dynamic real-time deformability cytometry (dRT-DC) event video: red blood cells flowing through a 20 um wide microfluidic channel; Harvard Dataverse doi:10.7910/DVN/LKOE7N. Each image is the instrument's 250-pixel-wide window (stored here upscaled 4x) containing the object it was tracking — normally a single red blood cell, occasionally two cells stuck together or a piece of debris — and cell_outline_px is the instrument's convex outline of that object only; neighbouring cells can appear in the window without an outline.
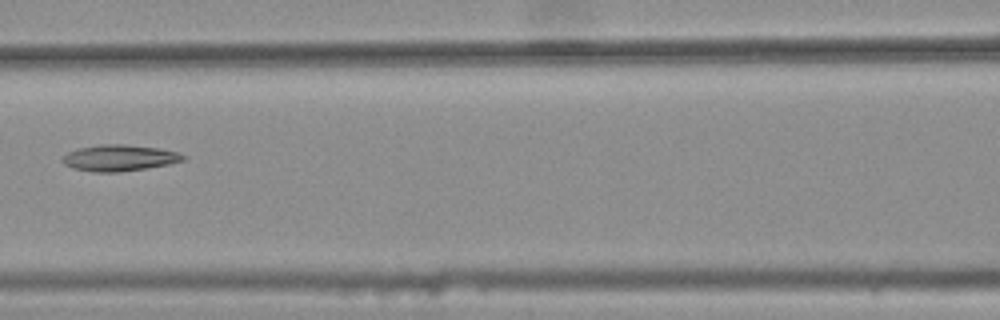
{"species": "common noctule bat (a hibernating species)", "species_latin": "Nyctalus noctula", "temperature_condition": "warm", "stored_images_in_passage": 6, "camera_frame_rate_fps": 3000, "um_per_image_px": 0.085, "animal": {"sex": "female", "body_mass_g": 25.1}, "frame": {"image": 1, "passage_image": 6, "time_ms": 1.667, "image_size_px": [1000, 320], "cell_outline_px": [[188, 156], [184, 160], [168, 164], [144, 168], [116, 172], [92, 172], [72, 168], [64, 164], [60, 160], [68, 152], [80, 148], [100, 144], [128, 144], [156, 148], [180, 152]], "centroid_in_image_um": [10.14, 13.41], "position_along_channel_um": 156.5, "area_um2": 18.44}}